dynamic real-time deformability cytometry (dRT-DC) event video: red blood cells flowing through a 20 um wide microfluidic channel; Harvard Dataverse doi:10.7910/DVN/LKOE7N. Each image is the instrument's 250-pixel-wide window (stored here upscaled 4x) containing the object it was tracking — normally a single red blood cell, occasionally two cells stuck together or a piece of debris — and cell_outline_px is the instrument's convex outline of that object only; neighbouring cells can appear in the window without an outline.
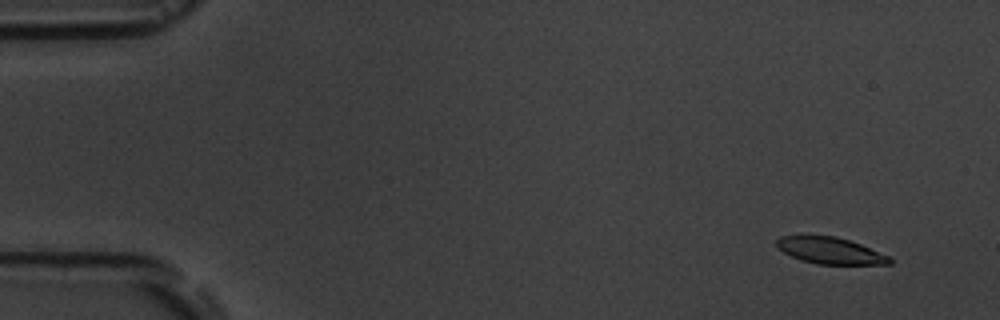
{"species": "common noctule bat (a hibernating species)", "species_latin": "Nyctalus noctula", "temperature_condition": "room temperature", "stored_images_in_passage": 5, "camera_frame_rate_fps": 3000, "um_per_image_px": 0.085, "animal": {"sex": "male", "body_mass_g": 19.5, "forearm_length_mm": 54.6}, "frame": {"image": 1, "passage_image": 2, "time_ms": 1.0, "image_size_px": [1000, 320], "cell_outline_px": [[892, 264], [816, 264], [800, 260], [776, 248], [776, 240], [780, 236], [836, 236], [860, 244], [888, 256], [892, 260]], "centroid_in_image_um": [70.53, 21.31], "position_along_channel_um": 14.5, "area_um2": 17.28}}